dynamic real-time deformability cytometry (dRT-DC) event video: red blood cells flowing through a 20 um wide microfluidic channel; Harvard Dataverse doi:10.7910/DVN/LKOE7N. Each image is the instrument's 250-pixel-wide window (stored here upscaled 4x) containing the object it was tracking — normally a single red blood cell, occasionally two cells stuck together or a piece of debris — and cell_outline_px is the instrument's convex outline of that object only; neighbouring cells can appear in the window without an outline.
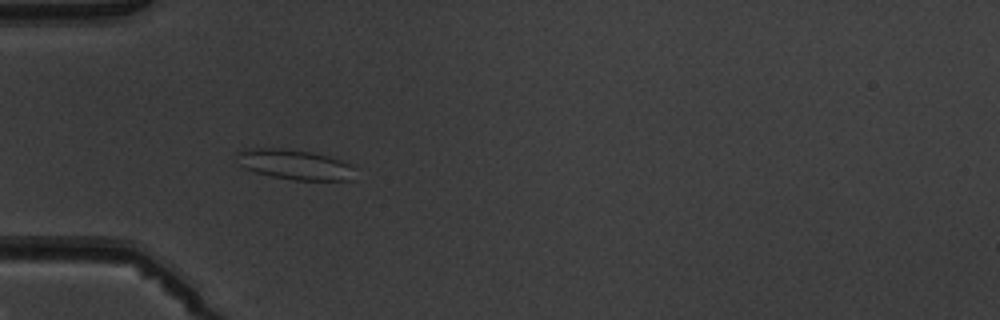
{"species": "common noctule bat (a hibernating species)", "species_latin": "Nyctalus noctula", "temperature_condition": "warm", "stored_images_in_passage": 5, "camera_frame_rate_fps": 3000, "um_per_image_px": 0.085, "animal": {"sex": "male", "body_mass_g": 19.5, "forearm_length_mm": 54.6}, "frame": {"image": 1, "passage_image": 4, "time_ms": 3.667, "image_size_px": [1000, 320], "cell_outline_px": [[352, 180], [296, 180], [272, 176], [256, 172], [244, 168], [240, 164], [236, 156], [236, 152], [248, 148], [280, 148], [312, 152], [328, 156], [340, 160], [348, 164]], "centroid_in_image_um": [24.95, 13.97], "position_along_channel_um": 60.0, "area_um2": 20.23}}
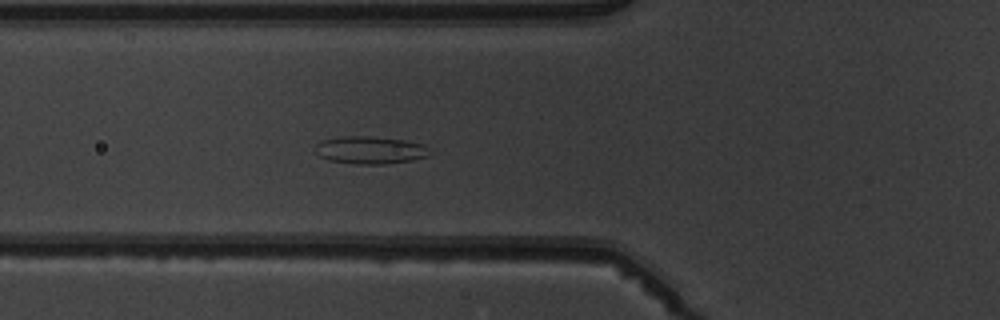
{"frame": {"image": 2, "passage_image": 5, "time_ms": 4.667, "image_size_px": [1000, 320], "cell_outline_px": [[428, 156], [412, 160], [388, 164], [356, 164], [328, 160], [320, 156], [316, 152], [316, 144], [320, 140], [340, 136], [368, 136], [400, 140], [424, 144], [428, 148]], "centroid_in_image_um": [31.42, 12.76], "position_along_channel_um": 94.4, "area_um2": 18.32}}